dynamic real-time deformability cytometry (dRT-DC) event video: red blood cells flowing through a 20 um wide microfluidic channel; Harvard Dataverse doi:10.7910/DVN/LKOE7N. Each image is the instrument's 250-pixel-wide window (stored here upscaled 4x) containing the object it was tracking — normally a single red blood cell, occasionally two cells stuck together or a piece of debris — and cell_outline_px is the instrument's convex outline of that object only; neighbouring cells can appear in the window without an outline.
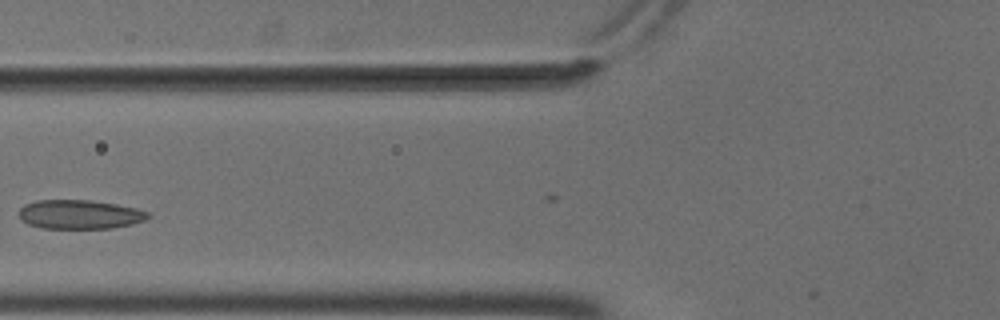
{"species": "common noctule bat (a hibernating species)", "species_latin": "Nyctalus noctula", "temperature_condition": "cold", "stored_images_in_passage": 18, "camera_frame_rate_fps": 3000, "um_per_image_px": 0.085, "animal": {"sex": "male", "body_mass_g": 18.8}, "frame": {"image": 1, "passage_image": 2, "time_ms": 0.333, "image_size_px": [1000, 320], "cell_outline_px": [[152, 216], [144, 220], [132, 224], [112, 228], [40, 228], [28, 224], [20, 220], [20, 208], [24, 204], [36, 200], [92, 200], [116, 204], [136, 208], [148, 212]], "centroid_in_image_um": [6.77, 18.22], "position_along_channel_um": 119.0, "area_um2": 21.96}}
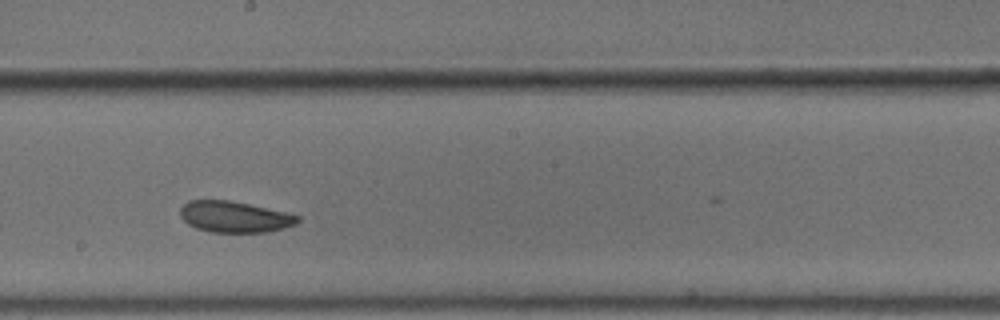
{"frame": {"image": 2, "passage_image": 11, "time_ms": 3.333, "image_size_px": [1000, 320], "cell_outline_px": [[300, 220], [296, 224], [284, 228], [268, 232], [212, 232], [196, 228], [188, 224], [180, 216], [180, 208], [188, 200], [228, 200], [248, 204], [284, 212], [300, 216]], "centroid_in_image_um": [19.92, 18.43], "position_along_channel_um": 228.3, "area_um2": 21.21}}
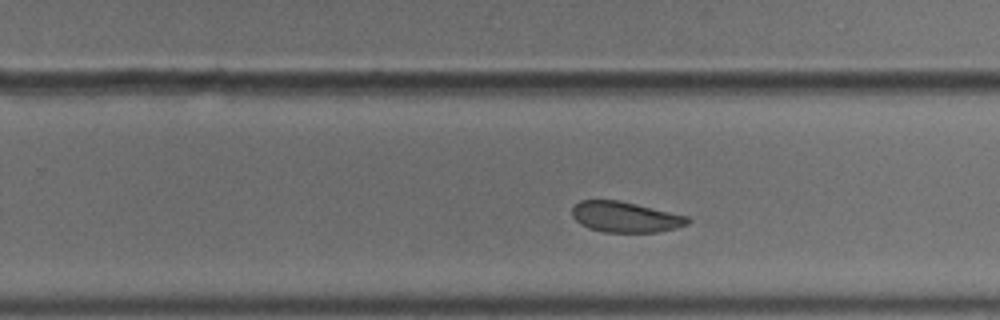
{"frame": {"image": 3, "passage_image": 15, "time_ms": 4.667, "image_size_px": [1000, 320], "cell_outline_px": [[692, 220], [688, 224], [676, 228], [660, 232], [604, 232], [588, 228], [580, 224], [572, 216], [572, 208], [580, 200], [616, 200], [636, 204], [688, 216]], "centroid_in_image_um": [53.16, 18.45], "position_along_channel_um": 276.6, "area_um2": 20.63}}